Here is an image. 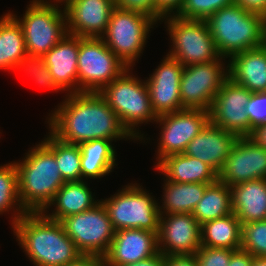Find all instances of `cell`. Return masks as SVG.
Returning a JSON list of instances; mask_svg holds the SVG:
<instances>
[{
    "label": "cell",
    "instance_id": "19",
    "mask_svg": "<svg viewBox=\"0 0 266 266\" xmlns=\"http://www.w3.org/2000/svg\"><path fill=\"white\" fill-rule=\"evenodd\" d=\"M158 252V234L145 229H122L115 231L110 248L104 256V265L136 263Z\"/></svg>",
    "mask_w": 266,
    "mask_h": 266
},
{
    "label": "cell",
    "instance_id": "1",
    "mask_svg": "<svg viewBox=\"0 0 266 266\" xmlns=\"http://www.w3.org/2000/svg\"><path fill=\"white\" fill-rule=\"evenodd\" d=\"M46 121L50 133L62 142L80 145L95 139H133L116 113L97 92L66 94Z\"/></svg>",
    "mask_w": 266,
    "mask_h": 266
},
{
    "label": "cell",
    "instance_id": "5",
    "mask_svg": "<svg viewBox=\"0 0 266 266\" xmlns=\"http://www.w3.org/2000/svg\"><path fill=\"white\" fill-rule=\"evenodd\" d=\"M132 71L133 68H127L118 78L106 85L99 94L116 113L121 125L128 133L136 141L143 142L145 135L139 130V126L144 123L146 125L148 122L154 123L157 117L151 108L145 80L136 77V74L133 75Z\"/></svg>",
    "mask_w": 266,
    "mask_h": 266
},
{
    "label": "cell",
    "instance_id": "41",
    "mask_svg": "<svg viewBox=\"0 0 266 266\" xmlns=\"http://www.w3.org/2000/svg\"><path fill=\"white\" fill-rule=\"evenodd\" d=\"M253 262L254 256L240 248L232 253L228 266H252Z\"/></svg>",
    "mask_w": 266,
    "mask_h": 266
},
{
    "label": "cell",
    "instance_id": "34",
    "mask_svg": "<svg viewBox=\"0 0 266 266\" xmlns=\"http://www.w3.org/2000/svg\"><path fill=\"white\" fill-rule=\"evenodd\" d=\"M241 249L254 257H266V220L242 224Z\"/></svg>",
    "mask_w": 266,
    "mask_h": 266
},
{
    "label": "cell",
    "instance_id": "26",
    "mask_svg": "<svg viewBox=\"0 0 266 266\" xmlns=\"http://www.w3.org/2000/svg\"><path fill=\"white\" fill-rule=\"evenodd\" d=\"M112 142L107 139H95L79 145L82 180L101 179L117 166V152Z\"/></svg>",
    "mask_w": 266,
    "mask_h": 266
},
{
    "label": "cell",
    "instance_id": "7",
    "mask_svg": "<svg viewBox=\"0 0 266 266\" xmlns=\"http://www.w3.org/2000/svg\"><path fill=\"white\" fill-rule=\"evenodd\" d=\"M62 5V1L32 0L23 17L10 12L23 29L28 53L44 56L67 35V18L65 9H60Z\"/></svg>",
    "mask_w": 266,
    "mask_h": 266
},
{
    "label": "cell",
    "instance_id": "33",
    "mask_svg": "<svg viewBox=\"0 0 266 266\" xmlns=\"http://www.w3.org/2000/svg\"><path fill=\"white\" fill-rule=\"evenodd\" d=\"M20 70L24 71L26 75H30L31 79L35 81L36 84L47 88L51 91H61L50 73L49 68L46 66L45 59L43 55H36L26 52L22 58H20L14 65L13 71Z\"/></svg>",
    "mask_w": 266,
    "mask_h": 266
},
{
    "label": "cell",
    "instance_id": "46",
    "mask_svg": "<svg viewBox=\"0 0 266 266\" xmlns=\"http://www.w3.org/2000/svg\"><path fill=\"white\" fill-rule=\"evenodd\" d=\"M252 266H266V257H254Z\"/></svg>",
    "mask_w": 266,
    "mask_h": 266
},
{
    "label": "cell",
    "instance_id": "20",
    "mask_svg": "<svg viewBox=\"0 0 266 266\" xmlns=\"http://www.w3.org/2000/svg\"><path fill=\"white\" fill-rule=\"evenodd\" d=\"M239 137L210 121L187 145L183 154L208 164L217 174L221 171Z\"/></svg>",
    "mask_w": 266,
    "mask_h": 266
},
{
    "label": "cell",
    "instance_id": "36",
    "mask_svg": "<svg viewBox=\"0 0 266 266\" xmlns=\"http://www.w3.org/2000/svg\"><path fill=\"white\" fill-rule=\"evenodd\" d=\"M235 250L201 246L195 253L198 266H228Z\"/></svg>",
    "mask_w": 266,
    "mask_h": 266
},
{
    "label": "cell",
    "instance_id": "12",
    "mask_svg": "<svg viewBox=\"0 0 266 266\" xmlns=\"http://www.w3.org/2000/svg\"><path fill=\"white\" fill-rule=\"evenodd\" d=\"M226 59L221 57L209 63L184 66L180 81V97L184 109L209 112L216 94L228 78Z\"/></svg>",
    "mask_w": 266,
    "mask_h": 266
},
{
    "label": "cell",
    "instance_id": "35",
    "mask_svg": "<svg viewBox=\"0 0 266 266\" xmlns=\"http://www.w3.org/2000/svg\"><path fill=\"white\" fill-rule=\"evenodd\" d=\"M234 0H184L177 17L190 20H207L221 8L230 6Z\"/></svg>",
    "mask_w": 266,
    "mask_h": 266
},
{
    "label": "cell",
    "instance_id": "9",
    "mask_svg": "<svg viewBox=\"0 0 266 266\" xmlns=\"http://www.w3.org/2000/svg\"><path fill=\"white\" fill-rule=\"evenodd\" d=\"M163 21L172 41V49L166 55L178 60L183 66L209 63L221 58L206 20L182 19L170 15L163 17Z\"/></svg>",
    "mask_w": 266,
    "mask_h": 266
},
{
    "label": "cell",
    "instance_id": "6",
    "mask_svg": "<svg viewBox=\"0 0 266 266\" xmlns=\"http://www.w3.org/2000/svg\"><path fill=\"white\" fill-rule=\"evenodd\" d=\"M151 194L140 183L133 182L123 186L109 198H101L114 230L137 228L158 234L160 202Z\"/></svg>",
    "mask_w": 266,
    "mask_h": 266
},
{
    "label": "cell",
    "instance_id": "27",
    "mask_svg": "<svg viewBox=\"0 0 266 266\" xmlns=\"http://www.w3.org/2000/svg\"><path fill=\"white\" fill-rule=\"evenodd\" d=\"M203 183H176L164 179L160 215L192 213L206 187ZM164 197V198H163Z\"/></svg>",
    "mask_w": 266,
    "mask_h": 266
},
{
    "label": "cell",
    "instance_id": "30",
    "mask_svg": "<svg viewBox=\"0 0 266 266\" xmlns=\"http://www.w3.org/2000/svg\"><path fill=\"white\" fill-rule=\"evenodd\" d=\"M231 213L233 212L230 187L217 180L206 187L192 215L202 225L207 221L215 220Z\"/></svg>",
    "mask_w": 266,
    "mask_h": 266
},
{
    "label": "cell",
    "instance_id": "10",
    "mask_svg": "<svg viewBox=\"0 0 266 266\" xmlns=\"http://www.w3.org/2000/svg\"><path fill=\"white\" fill-rule=\"evenodd\" d=\"M127 68L101 38L79 37L78 93H99Z\"/></svg>",
    "mask_w": 266,
    "mask_h": 266
},
{
    "label": "cell",
    "instance_id": "47",
    "mask_svg": "<svg viewBox=\"0 0 266 266\" xmlns=\"http://www.w3.org/2000/svg\"><path fill=\"white\" fill-rule=\"evenodd\" d=\"M263 45L266 47V16L264 17L263 24Z\"/></svg>",
    "mask_w": 266,
    "mask_h": 266
},
{
    "label": "cell",
    "instance_id": "18",
    "mask_svg": "<svg viewBox=\"0 0 266 266\" xmlns=\"http://www.w3.org/2000/svg\"><path fill=\"white\" fill-rule=\"evenodd\" d=\"M67 32L82 38H101L115 8L114 0H63Z\"/></svg>",
    "mask_w": 266,
    "mask_h": 266
},
{
    "label": "cell",
    "instance_id": "14",
    "mask_svg": "<svg viewBox=\"0 0 266 266\" xmlns=\"http://www.w3.org/2000/svg\"><path fill=\"white\" fill-rule=\"evenodd\" d=\"M251 95L247 88L228 77L212 102L210 122L238 137H249L253 127L245 108Z\"/></svg>",
    "mask_w": 266,
    "mask_h": 266
},
{
    "label": "cell",
    "instance_id": "32",
    "mask_svg": "<svg viewBox=\"0 0 266 266\" xmlns=\"http://www.w3.org/2000/svg\"><path fill=\"white\" fill-rule=\"evenodd\" d=\"M11 209L13 226L26 213L18 196V173L13 161L0 166V214H9Z\"/></svg>",
    "mask_w": 266,
    "mask_h": 266
},
{
    "label": "cell",
    "instance_id": "2",
    "mask_svg": "<svg viewBox=\"0 0 266 266\" xmlns=\"http://www.w3.org/2000/svg\"><path fill=\"white\" fill-rule=\"evenodd\" d=\"M11 228L20 248L35 266H65L81 255L60 221L43 212H26Z\"/></svg>",
    "mask_w": 266,
    "mask_h": 266
},
{
    "label": "cell",
    "instance_id": "17",
    "mask_svg": "<svg viewBox=\"0 0 266 266\" xmlns=\"http://www.w3.org/2000/svg\"><path fill=\"white\" fill-rule=\"evenodd\" d=\"M201 225L192 213L160 216L159 252L166 255H191L201 247Z\"/></svg>",
    "mask_w": 266,
    "mask_h": 266
},
{
    "label": "cell",
    "instance_id": "31",
    "mask_svg": "<svg viewBox=\"0 0 266 266\" xmlns=\"http://www.w3.org/2000/svg\"><path fill=\"white\" fill-rule=\"evenodd\" d=\"M54 154L65 182L81 181V151L79 145L60 141L50 132L42 141Z\"/></svg>",
    "mask_w": 266,
    "mask_h": 266
},
{
    "label": "cell",
    "instance_id": "40",
    "mask_svg": "<svg viewBox=\"0 0 266 266\" xmlns=\"http://www.w3.org/2000/svg\"><path fill=\"white\" fill-rule=\"evenodd\" d=\"M164 266H198L195 254L191 255H166Z\"/></svg>",
    "mask_w": 266,
    "mask_h": 266
},
{
    "label": "cell",
    "instance_id": "23",
    "mask_svg": "<svg viewBox=\"0 0 266 266\" xmlns=\"http://www.w3.org/2000/svg\"><path fill=\"white\" fill-rule=\"evenodd\" d=\"M154 168L165 176L162 179L176 183L212 184L218 180V174L208 164L183 153L164 157Z\"/></svg>",
    "mask_w": 266,
    "mask_h": 266
},
{
    "label": "cell",
    "instance_id": "11",
    "mask_svg": "<svg viewBox=\"0 0 266 266\" xmlns=\"http://www.w3.org/2000/svg\"><path fill=\"white\" fill-rule=\"evenodd\" d=\"M60 223L78 251L84 255L104 257L115 235L101 201L89 210L63 218Z\"/></svg>",
    "mask_w": 266,
    "mask_h": 266
},
{
    "label": "cell",
    "instance_id": "45",
    "mask_svg": "<svg viewBox=\"0 0 266 266\" xmlns=\"http://www.w3.org/2000/svg\"><path fill=\"white\" fill-rule=\"evenodd\" d=\"M249 138L257 145L266 148V123L259 124L254 127Z\"/></svg>",
    "mask_w": 266,
    "mask_h": 266
},
{
    "label": "cell",
    "instance_id": "22",
    "mask_svg": "<svg viewBox=\"0 0 266 266\" xmlns=\"http://www.w3.org/2000/svg\"><path fill=\"white\" fill-rule=\"evenodd\" d=\"M228 77L251 93L266 92V47L237 53L228 59Z\"/></svg>",
    "mask_w": 266,
    "mask_h": 266
},
{
    "label": "cell",
    "instance_id": "25",
    "mask_svg": "<svg viewBox=\"0 0 266 266\" xmlns=\"http://www.w3.org/2000/svg\"><path fill=\"white\" fill-rule=\"evenodd\" d=\"M88 186L85 180L65 182L43 213L52 220L61 221L63 218L93 208L100 200H95L94 193ZM52 206L55 208L49 213Z\"/></svg>",
    "mask_w": 266,
    "mask_h": 266
},
{
    "label": "cell",
    "instance_id": "15",
    "mask_svg": "<svg viewBox=\"0 0 266 266\" xmlns=\"http://www.w3.org/2000/svg\"><path fill=\"white\" fill-rule=\"evenodd\" d=\"M258 179H266V148L249 137H239L218 174V180L231 187Z\"/></svg>",
    "mask_w": 266,
    "mask_h": 266
},
{
    "label": "cell",
    "instance_id": "24",
    "mask_svg": "<svg viewBox=\"0 0 266 266\" xmlns=\"http://www.w3.org/2000/svg\"><path fill=\"white\" fill-rule=\"evenodd\" d=\"M230 191L232 212L241 225L266 220V179L244 181Z\"/></svg>",
    "mask_w": 266,
    "mask_h": 266
},
{
    "label": "cell",
    "instance_id": "21",
    "mask_svg": "<svg viewBox=\"0 0 266 266\" xmlns=\"http://www.w3.org/2000/svg\"><path fill=\"white\" fill-rule=\"evenodd\" d=\"M79 36L67 35L45 55V63L57 87L67 94L78 93Z\"/></svg>",
    "mask_w": 266,
    "mask_h": 266
},
{
    "label": "cell",
    "instance_id": "16",
    "mask_svg": "<svg viewBox=\"0 0 266 266\" xmlns=\"http://www.w3.org/2000/svg\"><path fill=\"white\" fill-rule=\"evenodd\" d=\"M155 71L145 78L151 108L159 117L183 110L180 97V81L184 66L176 59L165 55Z\"/></svg>",
    "mask_w": 266,
    "mask_h": 266
},
{
    "label": "cell",
    "instance_id": "39",
    "mask_svg": "<svg viewBox=\"0 0 266 266\" xmlns=\"http://www.w3.org/2000/svg\"><path fill=\"white\" fill-rule=\"evenodd\" d=\"M184 0H155L157 11L163 16L176 15Z\"/></svg>",
    "mask_w": 266,
    "mask_h": 266
},
{
    "label": "cell",
    "instance_id": "37",
    "mask_svg": "<svg viewBox=\"0 0 266 266\" xmlns=\"http://www.w3.org/2000/svg\"><path fill=\"white\" fill-rule=\"evenodd\" d=\"M245 109L253 128L266 123V92L252 93Z\"/></svg>",
    "mask_w": 266,
    "mask_h": 266
},
{
    "label": "cell",
    "instance_id": "44",
    "mask_svg": "<svg viewBox=\"0 0 266 266\" xmlns=\"http://www.w3.org/2000/svg\"><path fill=\"white\" fill-rule=\"evenodd\" d=\"M165 255L158 252L152 257L142 259L139 262L121 265V266H164Z\"/></svg>",
    "mask_w": 266,
    "mask_h": 266
},
{
    "label": "cell",
    "instance_id": "38",
    "mask_svg": "<svg viewBox=\"0 0 266 266\" xmlns=\"http://www.w3.org/2000/svg\"><path fill=\"white\" fill-rule=\"evenodd\" d=\"M114 2L117 8L140 12L148 15L157 23L162 22L163 16L157 11L155 0H114Z\"/></svg>",
    "mask_w": 266,
    "mask_h": 266
},
{
    "label": "cell",
    "instance_id": "42",
    "mask_svg": "<svg viewBox=\"0 0 266 266\" xmlns=\"http://www.w3.org/2000/svg\"><path fill=\"white\" fill-rule=\"evenodd\" d=\"M234 3L247 11L266 16V0H234Z\"/></svg>",
    "mask_w": 266,
    "mask_h": 266
},
{
    "label": "cell",
    "instance_id": "8",
    "mask_svg": "<svg viewBox=\"0 0 266 266\" xmlns=\"http://www.w3.org/2000/svg\"><path fill=\"white\" fill-rule=\"evenodd\" d=\"M156 24L148 15L115 7L101 39L128 68H133Z\"/></svg>",
    "mask_w": 266,
    "mask_h": 266
},
{
    "label": "cell",
    "instance_id": "28",
    "mask_svg": "<svg viewBox=\"0 0 266 266\" xmlns=\"http://www.w3.org/2000/svg\"><path fill=\"white\" fill-rule=\"evenodd\" d=\"M242 225L234 213L201 225V246L238 250L241 248Z\"/></svg>",
    "mask_w": 266,
    "mask_h": 266
},
{
    "label": "cell",
    "instance_id": "43",
    "mask_svg": "<svg viewBox=\"0 0 266 266\" xmlns=\"http://www.w3.org/2000/svg\"><path fill=\"white\" fill-rule=\"evenodd\" d=\"M65 266H105L104 257L81 254L75 261Z\"/></svg>",
    "mask_w": 266,
    "mask_h": 266
},
{
    "label": "cell",
    "instance_id": "4",
    "mask_svg": "<svg viewBox=\"0 0 266 266\" xmlns=\"http://www.w3.org/2000/svg\"><path fill=\"white\" fill-rule=\"evenodd\" d=\"M206 22L221 57L263 45L264 16L238 4L219 9Z\"/></svg>",
    "mask_w": 266,
    "mask_h": 266
},
{
    "label": "cell",
    "instance_id": "3",
    "mask_svg": "<svg viewBox=\"0 0 266 266\" xmlns=\"http://www.w3.org/2000/svg\"><path fill=\"white\" fill-rule=\"evenodd\" d=\"M24 159L14 161L18 173V196L26 212H43L65 181L55 154L41 141L29 148Z\"/></svg>",
    "mask_w": 266,
    "mask_h": 266
},
{
    "label": "cell",
    "instance_id": "29",
    "mask_svg": "<svg viewBox=\"0 0 266 266\" xmlns=\"http://www.w3.org/2000/svg\"><path fill=\"white\" fill-rule=\"evenodd\" d=\"M26 52L23 29L8 11L0 17V69L12 70Z\"/></svg>",
    "mask_w": 266,
    "mask_h": 266
},
{
    "label": "cell",
    "instance_id": "13",
    "mask_svg": "<svg viewBox=\"0 0 266 266\" xmlns=\"http://www.w3.org/2000/svg\"><path fill=\"white\" fill-rule=\"evenodd\" d=\"M209 112L201 109H183L157 117L159 133L156 163L168 155L183 153L189 142L209 122Z\"/></svg>",
    "mask_w": 266,
    "mask_h": 266
}]
</instances>
